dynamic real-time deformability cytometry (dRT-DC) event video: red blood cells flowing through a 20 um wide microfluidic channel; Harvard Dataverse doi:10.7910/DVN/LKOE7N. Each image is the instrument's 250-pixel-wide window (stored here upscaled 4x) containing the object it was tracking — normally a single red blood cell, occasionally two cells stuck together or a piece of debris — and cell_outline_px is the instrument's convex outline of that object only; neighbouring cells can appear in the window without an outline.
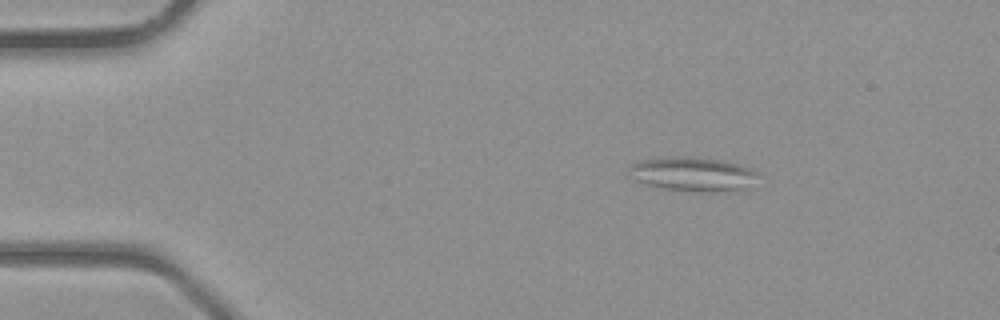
{"species": "common noctule bat (a hibernating species)", "species_latin": "Nyctalus noctula", "temperature_condition": "room temperature", "stored_images_in_passage": 34, "camera_frame_rate_fps": 3000, "um_per_image_px": 0.085, "animal": {"sex": "male", "body_mass_g": 23.1, "forearm_length_mm": 52.7}, "frame": {"image": 1, "passage_image": 1, "time_ms": 0.0, "image_size_px": [1000, 320], "cell_outline_px": [[760, 172], [748, 192], [700, 192], [660, 188], [644, 184], [632, 180], [628, 176], [628, 168], [632, 164], [640, 160], [676, 156], [688, 156], [724, 160], [740, 164], [752, 168]], "centroid_in_image_um": [58.96, 14.83], "position_along_channel_um": 26.0, "area_um2": 26.88}}
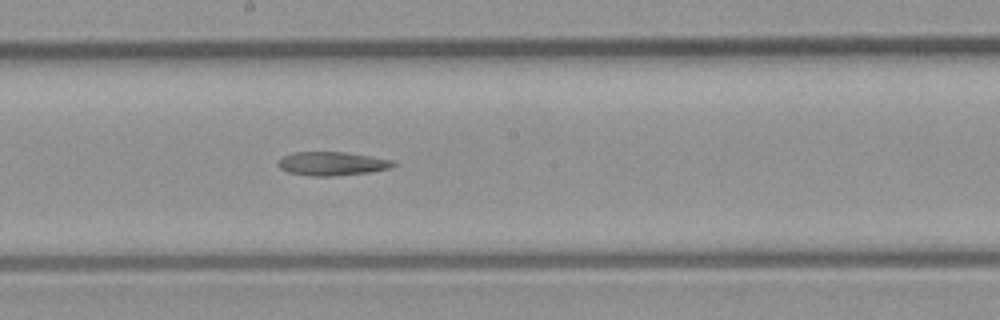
{"frame": {"image": 2, "passage_image": 16, "time_ms": 5.0, "image_size_px": [1000, 320], "cell_outline_px": [[396, 164], [388, 168], [368, 172], [332, 176], [312, 176], [288, 172], [280, 168], [276, 164], [284, 156], [292, 152], [348, 152], [396, 160]], "centroid_in_image_um": [28.24, 13.9], "position_along_channel_um": 220.0, "area_um2": 15.9}}
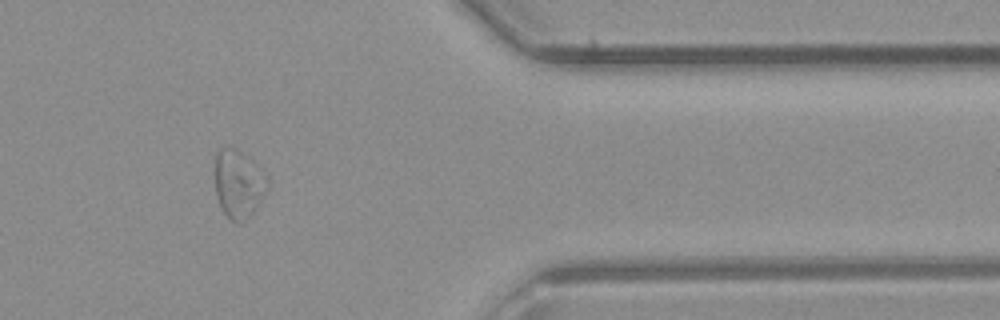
{"frame": {"image": 3, "passage_image": 27, "time_ms": 8.667, "image_size_px": [1000, 320], "cell_outline_px": [[268, 188], [256, 208], [240, 224], [232, 220], [224, 212], [216, 196], [216, 152], [220, 148], [236, 148], [268, 180]], "centroid_in_image_um": [20.24, 15.67], "position_along_channel_um": 391.2, "area_um2": 19.88}}